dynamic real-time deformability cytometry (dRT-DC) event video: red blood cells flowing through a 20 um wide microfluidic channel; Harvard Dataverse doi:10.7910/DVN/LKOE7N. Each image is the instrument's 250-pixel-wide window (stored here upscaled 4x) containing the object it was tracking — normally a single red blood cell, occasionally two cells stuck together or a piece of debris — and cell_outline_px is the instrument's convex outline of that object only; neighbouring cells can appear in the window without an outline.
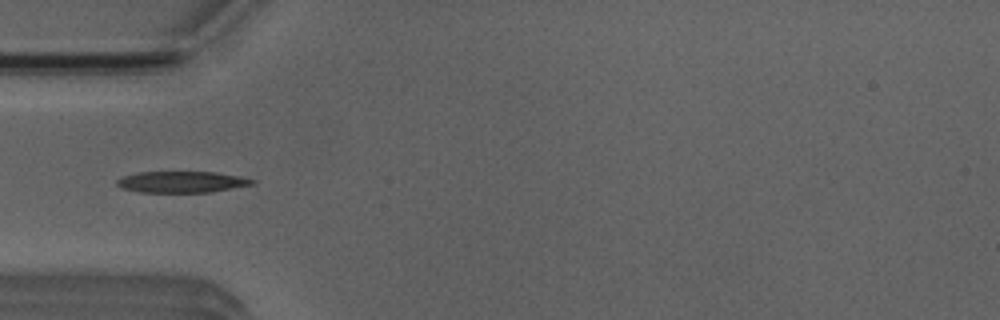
{"species": "Egyptian fruit bat (a non-hibernating species)", "species_latin": "Rousettus aegyptiacus", "temperature_condition": "room temperature", "stored_images_in_passage": 1, "camera_frame_rate_fps": 3000, "um_per_image_px": 0.085, "animal": {"sex": "male"}, "frame": {"image": 1, "passage_image": 1, "time_ms": 0.0, "image_size_px": [1000, 320], "cell_outline_px": [[256, 184], [208, 192], [140, 192], [120, 188], [116, 184], [116, 180], [124, 176], [140, 172], [216, 172], [240, 176], [256, 180]], "centroid_in_image_um": [15.46, 15.46], "position_along_channel_um": 69.5, "area_um2": 16.76}}